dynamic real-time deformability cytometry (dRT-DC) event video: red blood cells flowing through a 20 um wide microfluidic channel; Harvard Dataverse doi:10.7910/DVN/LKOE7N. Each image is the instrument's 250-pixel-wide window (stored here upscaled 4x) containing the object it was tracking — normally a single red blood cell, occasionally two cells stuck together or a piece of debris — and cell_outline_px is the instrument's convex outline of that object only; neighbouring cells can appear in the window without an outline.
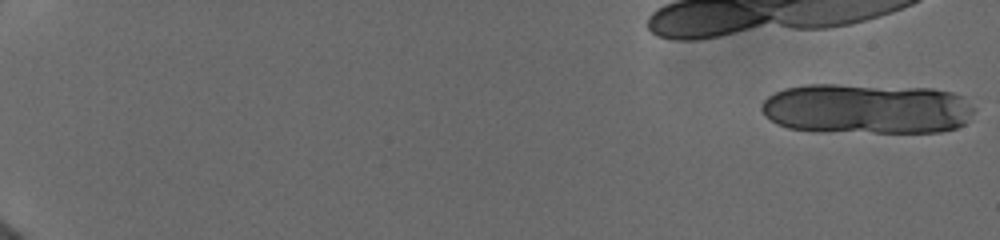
{"species": "human", "species_latin": "Homo sapiens", "temperature_condition": "cold", "stored_images_in_passage": 33, "segment_of_instrument_passage": [1, 2], "camera_frame_rate_fps": 3000, "um_per_image_px": 0.085, "donor": {"sex": "female"}, "frame": {"image": 1, "passage_image": 1, "time_ms": 0.0, "image_size_px": [1000, 240], "cell_outline_px": [[972, 112], [964, 124], [956, 128], [940, 132], [820, 132], [788, 128], [776, 124], [764, 116], [760, 108], [760, 104], [768, 96], [784, 88], [808, 84], [836, 84], [932, 88], [952, 92], [964, 96], [972, 108]], "centroid_in_image_um": [73.62, 9.24], "position_along_channel_um": 11.4, "area_um2": 63.18}}